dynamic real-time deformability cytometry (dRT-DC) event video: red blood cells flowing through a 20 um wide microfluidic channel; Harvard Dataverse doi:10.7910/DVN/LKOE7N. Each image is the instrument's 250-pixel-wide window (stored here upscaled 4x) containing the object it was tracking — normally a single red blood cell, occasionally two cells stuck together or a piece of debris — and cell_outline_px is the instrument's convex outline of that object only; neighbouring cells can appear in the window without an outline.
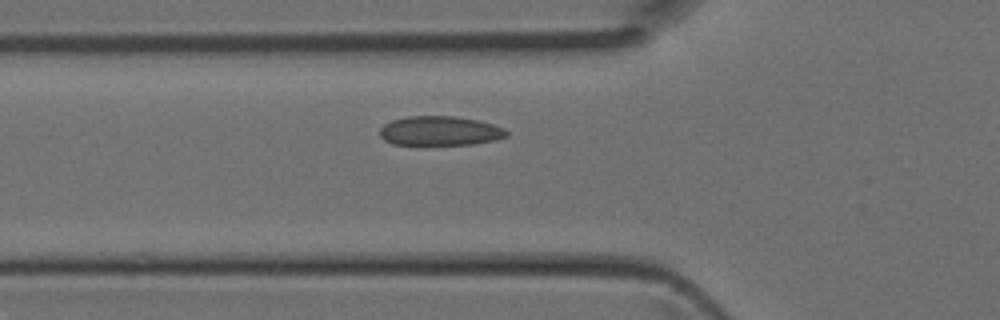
{"species": "Egyptian fruit bat (a non-hibernating species)", "species_latin": "Rousettus aegyptiacus", "temperature_condition": "room temperature", "stored_images_in_passage": 32, "camera_frame_rate_fps": 3000, "um_per_image_px": 0.085, "animal": {"sex": "female"}, "frame": {"image": 1, "passage_image": 8, "time_ms": 2.333, "image_size_px": [1000, 320], "cell_outline_px": [[508, 136], [496, 140], [472, 144], [424, 148], [392, 144], [384, 140], [380, 136], [380, 128], [384, 124], [392, 120], [408, 116], [452, 116], [480, 120], [504, 128], [508, 132]], "centroid_in_image_um": [37.36, 11.18], "position_along_channel_um": 88.4, "area_um2": 22.83}}
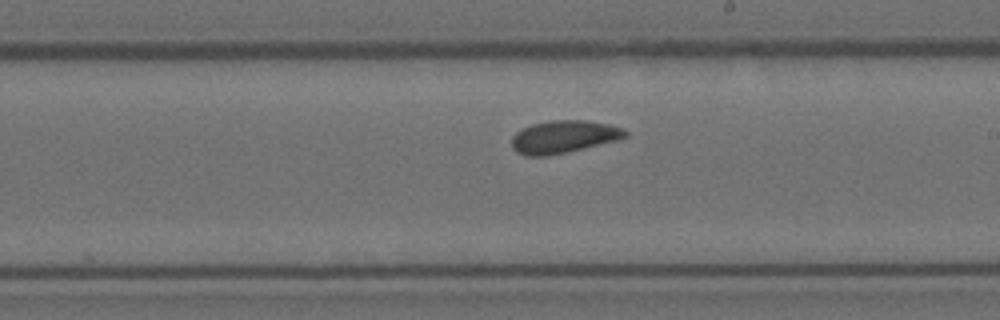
{"frame": {"image": 2, "passage_image": 18, "time_ms": 5.667, "image_size_px": [1000, 320], "cell_outline_px": [[628, 136], [616, 140], [568, 152], [548, 156], [524, 156], [516, 152], [512, 148], [512, 136], [520, 128], [532, 124], [552, 120], [588, 120], [608, 124], [624, 128], [628, 132]], "centroid_in_image_um": [47.89, 11.63], "position_along_channel_um": 241.1, "area_um2": 21.79}}
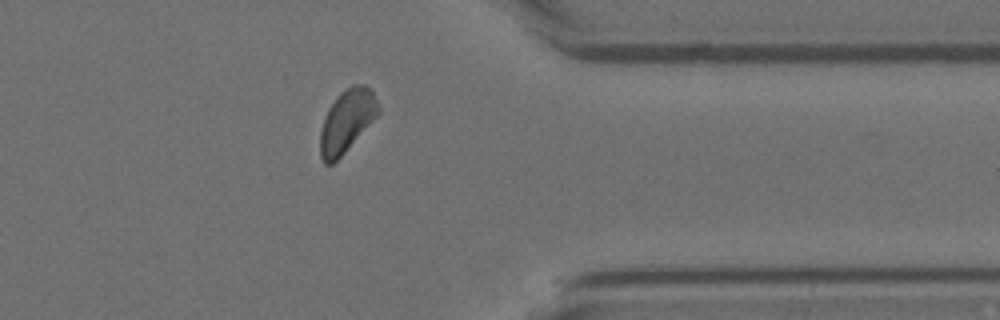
{"frame": {"image": 3, "passage_image": 28, "time_ms": 9.0, "image_size_px": [1000, 320], "cell_outline_px": [[380, 112], [344, 152], [332, 164], [324, 164], [320, 156], [320, 132], [328, 108], [336, 96], [340, 92], [352, 84], [364, 84], [372, 88], [380, 108]], "centroid_in_image_um": [29.48, 10.23], "position_along_channel_um": 381.9, "area_um2": 21.04}}